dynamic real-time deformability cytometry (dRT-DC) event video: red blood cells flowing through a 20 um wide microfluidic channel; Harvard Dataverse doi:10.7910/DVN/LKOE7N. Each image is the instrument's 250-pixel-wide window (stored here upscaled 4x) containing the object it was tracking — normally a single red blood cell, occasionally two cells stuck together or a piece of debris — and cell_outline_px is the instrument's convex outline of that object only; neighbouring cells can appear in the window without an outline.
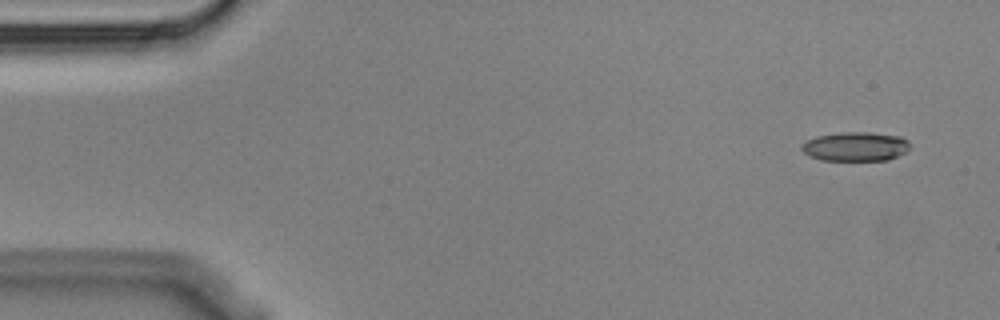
{"species": "Egyptian fruit bat (a non-hibernating species)", "species_latin": "Rousettus aegyptiacus", "temperature_condition": "cold", "stored_images_in_passage": 6, "camera_frame_rate_fps": 3000, "um_per_image_px": 0.085, "animal": {"sex": "male"}, "frame": {"image": 1, "passage_image": 1, "time_ms": 0.0, "image_size_px": [1000, 320], "cell_outline_px": [[908, 152], [888, 160], [820, 160], [808, 156], [800, 148], [808, 140], [816, 136], [840, 132], [868, 132], [900, 136], [908, 140]], "centroid_in_image_um": [72.73, 12.46], "position_along_channel_um": 12.3, "area_um2": 18.44}}
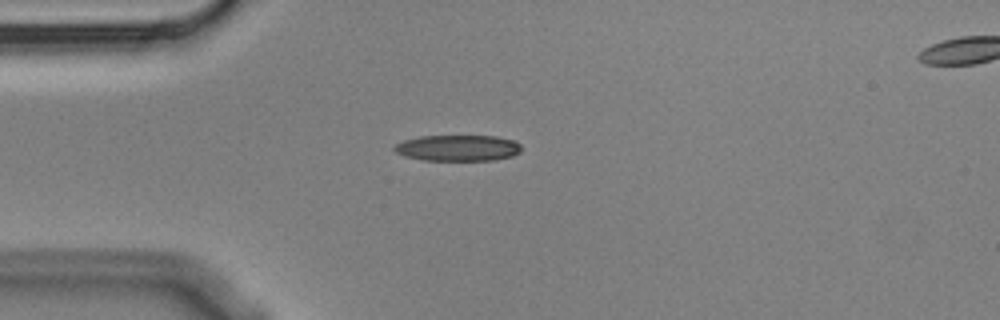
{"frame": {"image": 2, "passage_image": 4, "time_ms": 1.0, "image_size_px": [1000, 320], "cell_outline_px": [[520, 152], [512, 156], [492, 160], [424, 160], [404, 156], [396, 152], [392, 148], [396, 144], [404, 140], [420, 136], [496, 136], [512, 140], [520, 144]], "centroid_in_image_um": [38.9, 12.57], "position_along_channel_um": 46.1, "area_um2": 19.19}}
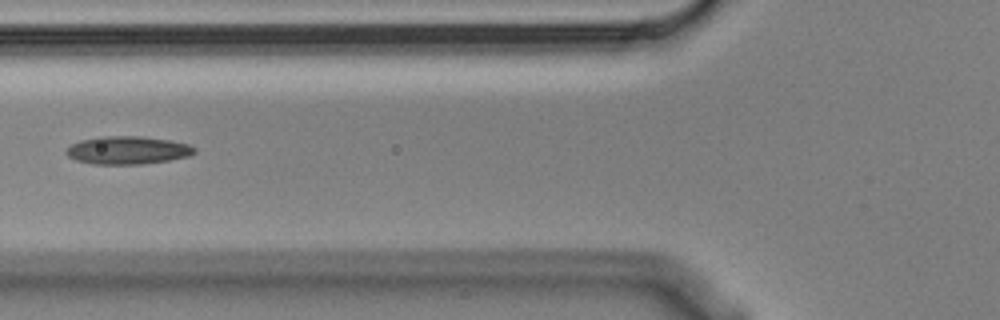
{"frame": {"image": 3, "passage_image": 6, "time_ms": 1.667, "image_size_px": [1000, 320], "cell_outline_px": [[196, 152], [192, 156], [168, 160], [140, 164], [92, 164], [76, 160], [68, 156], [64, 152], [72, 144], [80, 140], [100, 136], [140, 136], [168, 140], [188, 144], [196, 148]], "centroid_in_image_um": [10.85, 12.77], "position_along_channel_um": 114.9, "area_um2": 20.92}}